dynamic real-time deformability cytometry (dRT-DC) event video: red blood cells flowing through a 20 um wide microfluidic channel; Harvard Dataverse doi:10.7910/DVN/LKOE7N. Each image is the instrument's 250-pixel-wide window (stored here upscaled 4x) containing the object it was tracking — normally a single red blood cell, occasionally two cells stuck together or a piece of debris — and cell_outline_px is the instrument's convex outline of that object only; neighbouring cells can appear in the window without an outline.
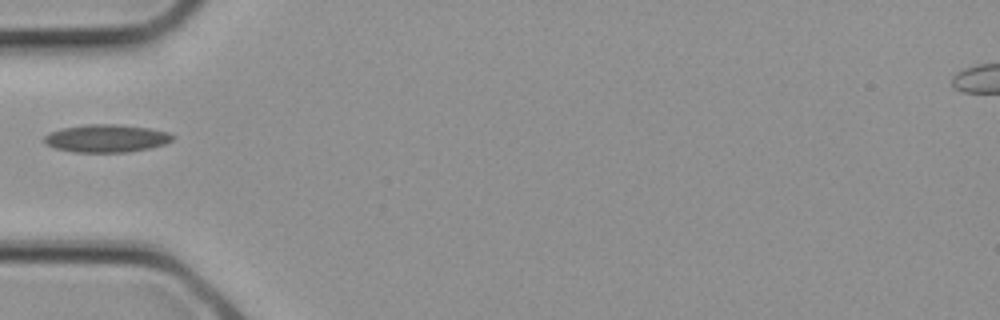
{"species": "common noctule bat (a hibernating species)", "species_latin": "Nyctalus noctula", "temperature_condition": "cold", "stored_images_in_passage": 4, "camera_frame_rate_fps": 3000, "um_per_image_px": 0.085, "animal": {"sex": "female", "body_mass_g": 21.9}, "frame": {"image": 1, "passage_image": 4, "time_ms": 1.0, "image_size_px": [1000, 320], "cell_outline_px": [[176, 136], [172, 140], [164, 144], [148, 148], [128, 152], [72, 152], [52, 148], [44, 144], [44, 136], [60, 128], [88, 124], [116, 124], [148, 128], [168, 132]], "centroid_in_image_um": [9.01, 11.76], "position_along_channel_um": 76.0, "area_um2": 20.87}}